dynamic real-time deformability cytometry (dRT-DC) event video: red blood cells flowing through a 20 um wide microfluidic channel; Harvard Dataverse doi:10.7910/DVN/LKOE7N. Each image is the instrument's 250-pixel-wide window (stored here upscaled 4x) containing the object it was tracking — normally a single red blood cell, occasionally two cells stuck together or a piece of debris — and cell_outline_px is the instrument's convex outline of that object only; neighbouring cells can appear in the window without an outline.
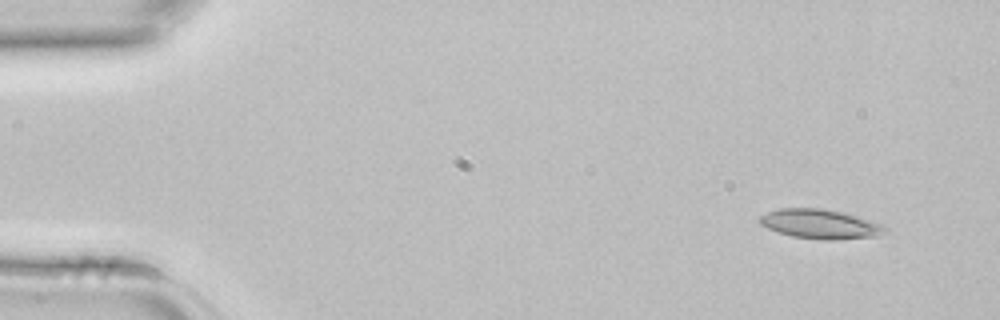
{"species": "common noctule bat (a hibernating species)", "species_latin": "Nyctalus noctula", "temperature_condition": "room temperature", "stored_images_in_passage": 3, "segment_of_instrument_passage": [2, 2], "camera_frame_rate_fps": 3000, "um_per_image_px": 0.085, "animal": {"sex": "female", "body_mass_g": 22.7, "forearm_length_mm": 54.2}, "frame": {"image": 1, "passage_image": 3, "time_ms": 0.667, "image_size_px": [1000, 320], "cell_outline_px": [[888, 232], [876, 236], [832, 240], [820, 240], [792, 236], [768, 228], [760, 224], [760, 216], [768, 212], [780, 208], [820, 208], [840, 212], [856, 216], [884, 224], [888, 228]], "centroid_in_image_um": [69.76, 19.05], "position_along_channel_um": 15.2, "area_um2": 21.39}}